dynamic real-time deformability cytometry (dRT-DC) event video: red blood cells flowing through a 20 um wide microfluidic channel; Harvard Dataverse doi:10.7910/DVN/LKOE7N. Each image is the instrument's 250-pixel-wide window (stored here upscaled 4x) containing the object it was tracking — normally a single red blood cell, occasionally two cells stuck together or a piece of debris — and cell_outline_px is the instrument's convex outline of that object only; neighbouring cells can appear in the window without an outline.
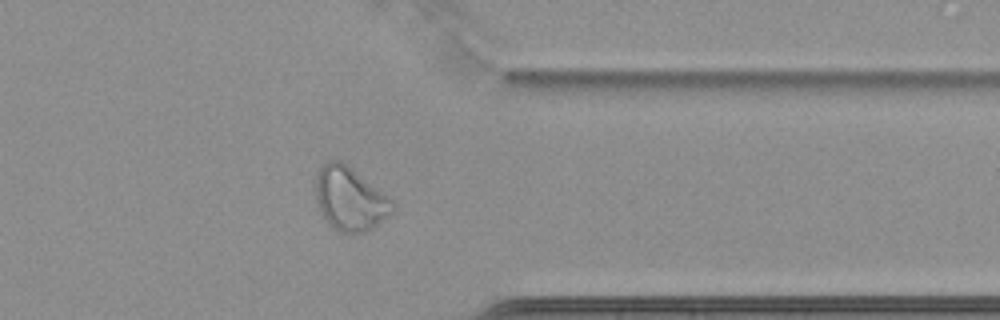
{"species": "common noctule bat (a hibernating species)", "species_latin": "Nyctalus noctula", "temperature_condition": "cold", "stored_images_in_passage": 43, "camera_frame_rate_fps": 3000, "um_per_image_px": 0.085, "animal": {"sex": "female", "body_mass_g": 22.7, "forearm_length_mm": 54.2}, "frame": {"image": 1, "passage_image": 31, "time_ms": 10.0, "image_size_px": [1000, 320], "cell_outline_px": [[396, 204], [392, 212], [388, 216], [372, 228], [364, 232], [340, 232], [320, 212], [316, 200], [316, 176], [320, 168], [328, 160], [340, 160], [392, 200]], "centroid_in_image_um": [29.74, 16.9], "position_along_channel_um": 381.7, "area_um2": 27.63}, "authors_computed_cell_mechanics": {"area_um2": 23.6402, "velocity_mm_per_s": 3.4553, "shape_relaxation_time_tau1_ms": null, "shape_relaxation_time_tau2_ms": 2.6364, "deformation_change_tau1": null, "deformation_change_tau2": 0.0793}}